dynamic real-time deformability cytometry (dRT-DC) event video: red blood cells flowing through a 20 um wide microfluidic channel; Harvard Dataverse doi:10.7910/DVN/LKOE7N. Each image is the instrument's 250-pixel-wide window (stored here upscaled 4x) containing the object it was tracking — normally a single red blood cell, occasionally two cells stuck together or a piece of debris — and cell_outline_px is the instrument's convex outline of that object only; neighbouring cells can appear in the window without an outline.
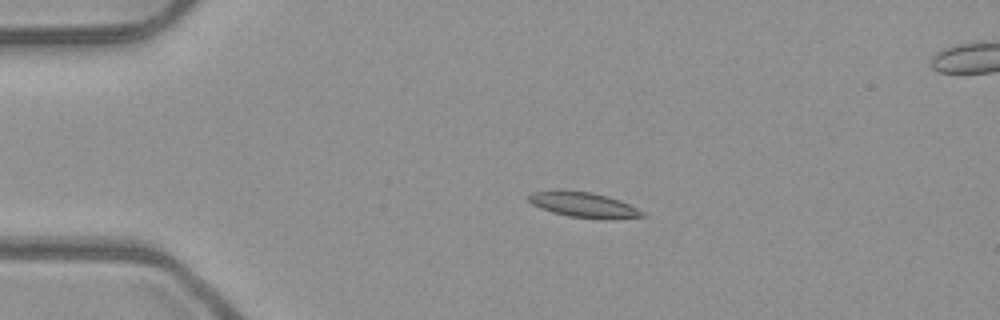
{"species": "common noctule bat (a hibernating species)", "species_latin": "Nyctalus noctula", "temperature_condition": "room temperature", "stored_images_in_passage": 4, "camera_frame_rate_fps": 3000, "um_per_image_px": 0.085, "animal": {"sex": "male", "body_mass_g": 23.1, "forearm_length_mm": 52.7}, "frame": {"image": 1, "passage_image": 3, "time_ms": 0.667, "image_size_px": [1000, 320], "cell_outline_px": [[648, 216], [568, 216], [552, 212], [540, 208], [532, 204], [528, 200], [528, 196], [532, 192], [560, 188], [564, 188], [592, 192], [608, 196], [620, 200], [644, 212]], "centroid_in_image_um": [49.44, 17.31], "position_along_channel_um": 35.6, "area_um2": 16.13}}